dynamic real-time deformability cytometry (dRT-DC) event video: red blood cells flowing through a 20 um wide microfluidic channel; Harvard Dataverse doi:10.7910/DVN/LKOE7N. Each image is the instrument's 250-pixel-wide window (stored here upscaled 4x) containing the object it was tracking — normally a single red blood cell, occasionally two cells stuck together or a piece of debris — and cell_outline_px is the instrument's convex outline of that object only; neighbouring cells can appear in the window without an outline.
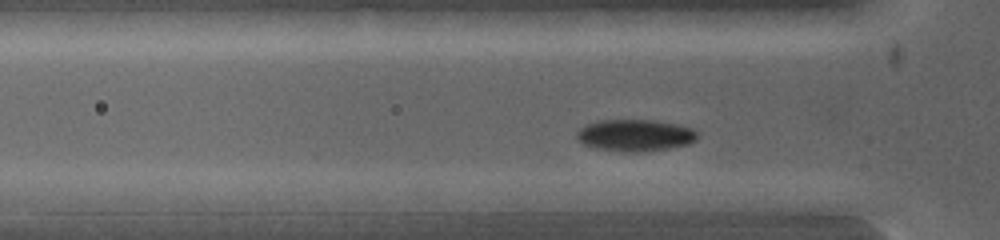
{"species": "common noctule bat (a hibernating species)", "species_latin": "Nyctalus noctula", "temperature_condition": "warm", "stored_images_in_passage": 12, "camera_frame_rate_fps": 5000, "um_per_image_px": 0.085, "animal": {"sex": "female", "body_mass_g": 19.0, "forearm_length_mm": 53.3}, "frame": {"image": 1, "passage_image": 9, "time_ms": 1.6, "image_size_px": [1000, 240], "cell_outline_px": [[700, 132], [696, 140], [688, 144], [668, 148], [596, 148], [584, 144], [576, 136], [576, 132], [584, 124], [596, 120], [656, 120], [680, 124], [692, 128]], "centroid_in_image_um": [54.03, 11.41], "position_along_channel_um": 71.8, "area_um2": 21.39}}